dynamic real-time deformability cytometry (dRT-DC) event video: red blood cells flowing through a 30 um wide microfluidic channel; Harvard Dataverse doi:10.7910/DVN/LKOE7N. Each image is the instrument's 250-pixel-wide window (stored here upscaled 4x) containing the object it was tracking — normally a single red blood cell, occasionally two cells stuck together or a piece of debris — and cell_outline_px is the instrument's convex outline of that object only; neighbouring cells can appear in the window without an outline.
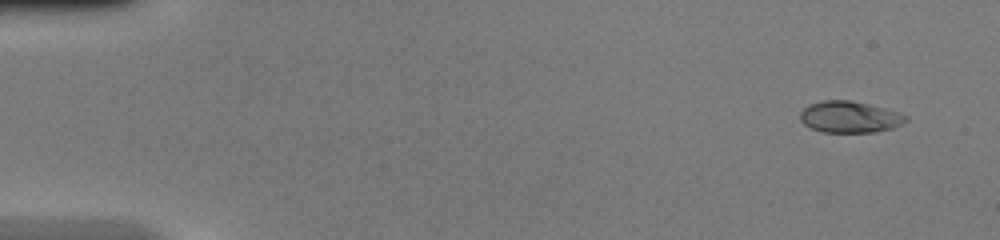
{"species": "common noctule bat (a hibernating species)", "species_latin": "Nyctalus noctula", "temperature_condition": "warm", "stored_images_in_passage": 2, "camera_frame_rate_fps": 3000, "um_per_image_px": 0.085, "animal": {"sex": "female", "body_mass_g": 20.0, "forearm_length_mm": 54.0}, "frame": {"image": 1, "passage_image": 1, "time_ms": 0.0, "image_size_px": [1000, 240], "cell_outline_px": [[908, 120], [892, 128], [876, 132], [824, 132], [812, 128], [804, 124], [800, 120], [800, 112], [804, 108], [812, 104], [824, 100], [848, 100], [868, 104], [884, 108], [908, 116]], "centroid_in_image_um": [72.22, 9.95], "position_along_channel_um": 12.8, "area_um2": 19.13}}